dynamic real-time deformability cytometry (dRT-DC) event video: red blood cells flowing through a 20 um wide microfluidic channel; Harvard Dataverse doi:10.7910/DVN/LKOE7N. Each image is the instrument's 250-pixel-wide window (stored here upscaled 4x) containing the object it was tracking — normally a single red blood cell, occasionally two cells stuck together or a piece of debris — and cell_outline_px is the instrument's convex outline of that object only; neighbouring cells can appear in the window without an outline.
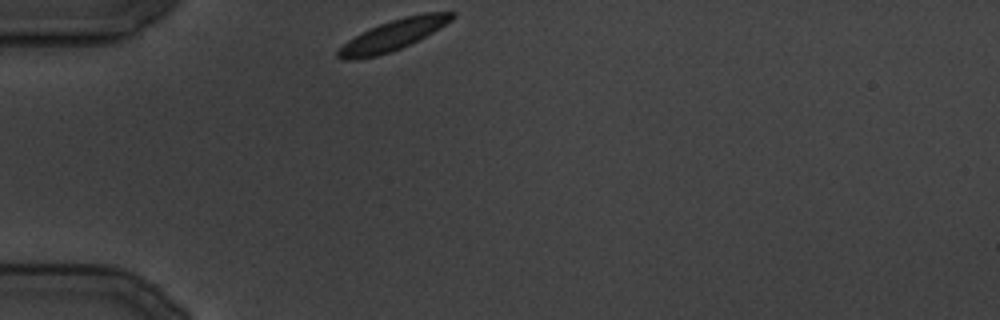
{"species": "common noctule bat (a hibernating species)", "species_latin": "Nyctalus noctula", "temperature_condition": "cold", "stored_images_in_passage": 64, "camera_frame_rate_fps": 3000, "um_per_image_px": 0.085, "animal": {"sex": "male", "body_mass_g": 19.5, "forearm_length_mm": 54.6}, "frame": {"image": 1, "passage_image": 1, "time_ms": 0.0, "image_size_px": [1000, 320], "cell_outline_px": [[456, 16], [452, 20], [432, 32], [400, 48], [376, 56], [352, 60], [340, 60], [336, 56], [336, 52], [348, 40], [380, 24], [404, 16], [424, 12], [456, 12]], "centroid_in_image_um": [33.41, 2.98], "position_along_channel_um": 51.6, "area_um2": 19.83}}
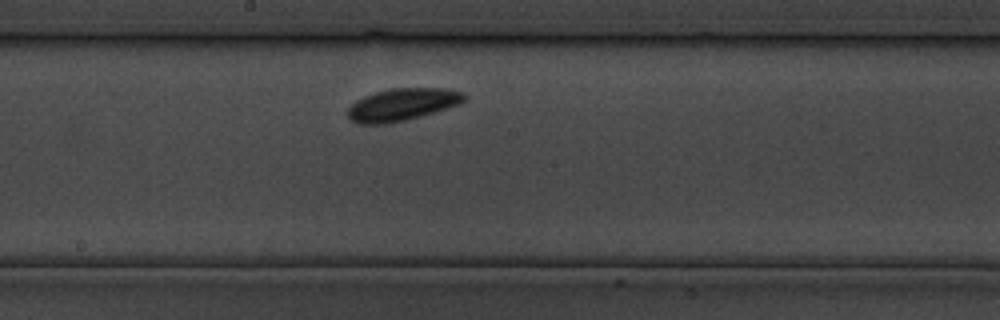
{"frame": {"image": 2, "passage_image": 37, "time_ms": 12.0, "image_size_px": [1000, 320], "cell_outline_px": [[468, 96], [460, 104], [436, 112], [408, 120], [388, 124], [356, 124], [348, 120], [348, 108], [356, 100], [364, 96], [376, 92], [392, 88], [444, 88], [464, 92]], "centroid_in_image_um": [34.19, 8.9], "position_along_channel_um": 214.0, "area_um2": 22.31}}
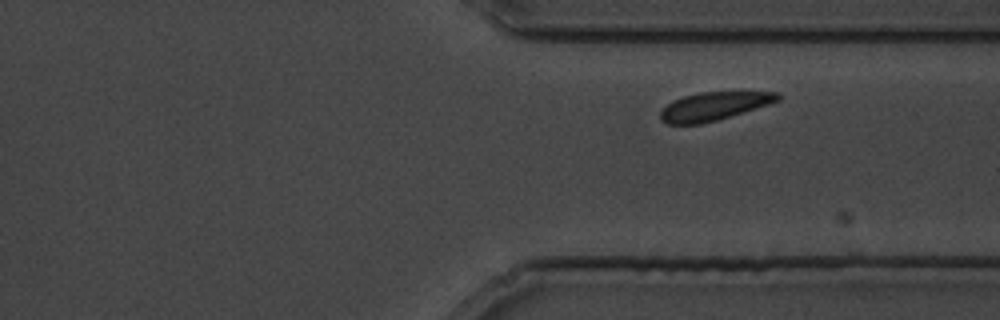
{"frame": {"image": 3, "passage_image": 64, "time_ms": 21.0, "image_size_px": [1000, 320], "cell_outline_px": [[780, 100], [768, 104], [716, 120], [700, 124], [668, 124], [660, 120], [660, 112], [672, 100], [684, 96], [700, 92], [780, 92]], "centroid_in_image_um": [60.65, 9.02], "position_along_channel_um": 350.8, "area_um2": 19.02}}